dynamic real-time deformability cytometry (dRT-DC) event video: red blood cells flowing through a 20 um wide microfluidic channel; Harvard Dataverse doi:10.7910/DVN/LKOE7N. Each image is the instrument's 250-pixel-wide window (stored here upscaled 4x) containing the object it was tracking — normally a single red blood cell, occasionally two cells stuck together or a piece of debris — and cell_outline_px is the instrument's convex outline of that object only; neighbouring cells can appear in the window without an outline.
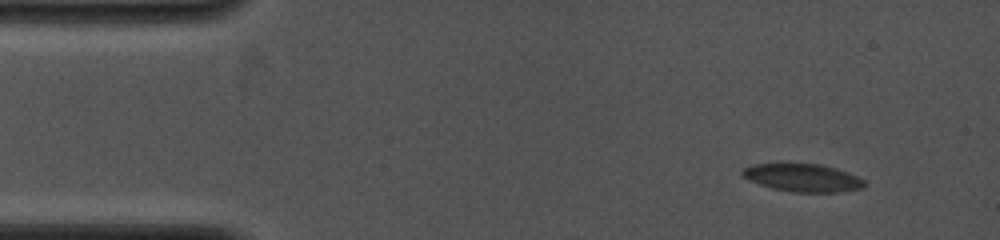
{"species": "common noctule bat (a hibernating species)", "species_latin": "Nyctalus noctula", "temperature_condition": "cold", "stored_images_in_passage": 5, "camera_frame_rate_fps": 4000, "um_per_image_px": 0.085, "animal": {"sex": "female", "body_mass_g": 19.0, "forearm_length_mm": 53.3}, "frame": {"image": 1, "passage_image": 1, "time_ms": 0.0, "image_size_px": [1000, 240], "cell_outline_px": [[868, 184], [864, 188], [844, 192], [792, 192], [772, 188], [760, 184], [744, 176], [740, 172], [744, 168], [752, 164], [820, 164], [836, 168], [848, 172], [864, 180]], "centroid_in_image_um": [68.31, 15.12], "position_along_channel_um": 16.7, "area_um2": 19.77}}
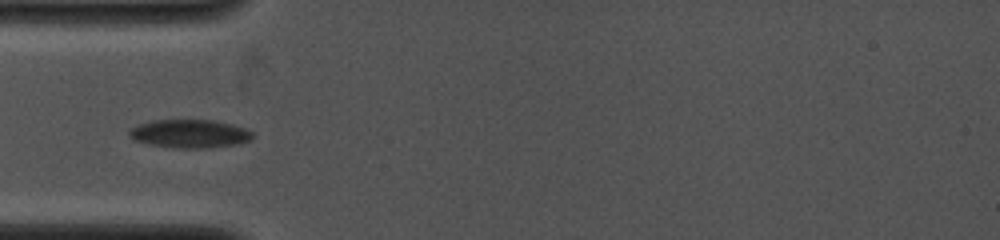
{"frame": {"image": 2, "passage_image": 4, "time_ms": 3.5, "image_size_px": [1000, 240], "cell_outline_px": [[252, 136], [248, 140], [236, 144], [208, 148], [176, 148], [148, 144], [132, 140], [128, 136], [128, 128], [152, 120], [216, 120], [232, 124], [244, 128], [252, 132]], "centroid_in_image_um": [16.05, 11.36], "position_along_channel_um": 68.9, "area_um2": 20.46}}
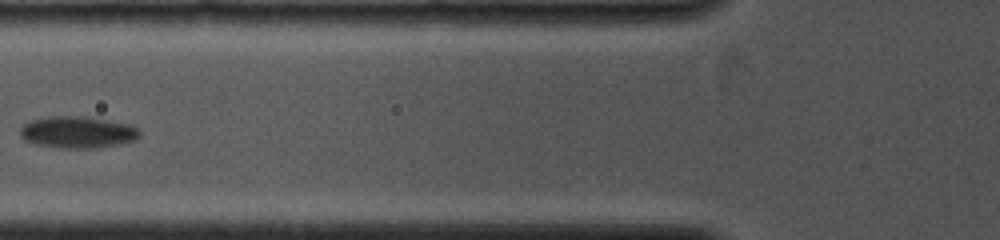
{"frame": {"image": 3, "passage_image": 5, "time_ms": 4.75, "image_size_px": [1000, 240], "cell_outline_px": [[140, 136], [136, 140], [96, 148], [60, 148], [36, 144], [24, 140], [20, 136], [20, 128], [24, 124], [32, 120], [48, 116], [84, 116], [132, 124], [140, 132]], "centroid_in_image_um": [6.59, 11.23], "position_along_channel_um": 119.2, "area_um2": 22.2}}